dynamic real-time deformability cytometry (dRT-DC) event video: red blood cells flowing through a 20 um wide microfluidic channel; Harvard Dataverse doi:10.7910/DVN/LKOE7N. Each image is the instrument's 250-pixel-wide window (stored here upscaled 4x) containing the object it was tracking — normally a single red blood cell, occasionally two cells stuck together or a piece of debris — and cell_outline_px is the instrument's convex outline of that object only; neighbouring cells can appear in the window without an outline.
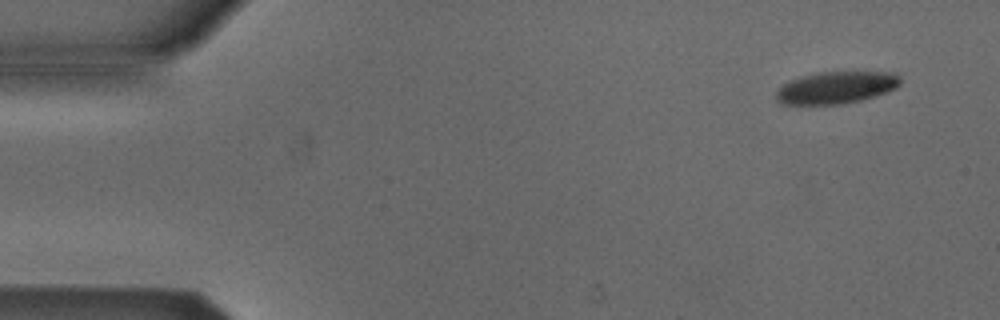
{"species": "Egyptian fruit bat (a non-hibernating species)", "species_latin": "Rousettus aegyptiacus", "temperature_condition": "cold", "stored_images_in_passage": 6, "camera_frame_rate_fps": 3000, "um_per_image_px": 0.085, "animal": {"sex": "male"}, "frame": {"image": 1, "passage_image": 1, "time_ms": 0.0, "image_size_px": [1000, 320], "cell_outline_px": [[900, 84], [896, 88], [888, 92], [876, 96], [844, 104], [780, 104], [776, 100], [776, 92], [784, 84], [792, 80], [816, 72], [896, 72], [900, 76]], "centroid_in_image_um": [71.12, 7.44], "position_along_channel_um": 13.9, "area_um2": 23.24}}
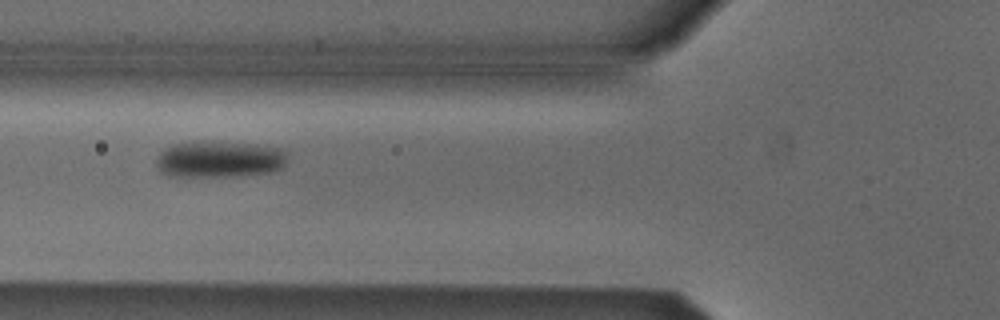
{"frame": {"image": 2, "passage_image": 5, "time_ms": 5.333, "image_size_px": [1000, 320], "cell_outline_px": [[288, 152], [284, 164], [280, 168], [272, 172], [236, 176], [168, 176], [160, 172], [156, 164], [156, 160], [160, 152], [164, 148], [172, 144], [212, 140], [256, 144], [280, 148]], "centroid_in_image_um": [18.64, 13.52], "position_along_channel_um": 107.2, "area_um2": 28.38}}
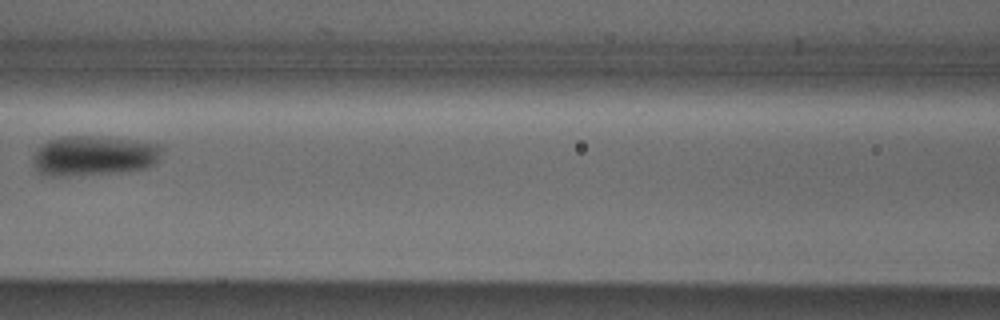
{"frame": {"image": 3, "passage_image": 6, "time_ms": 6.667, "image_size_px": [1000, 320], "cell_outline_px": [[164, 144], [156, 164], [144, 168], [120, 172], [64, 176], [48, 176], [40, 172], [36, 168], [32, 160], [32, 156], [48, 140], [60, 136], [88, 136]], "centroid_in_image_um": [7.98, 13.24], "position_along_channel_um": 158.6, "area_um2": 29.77}}